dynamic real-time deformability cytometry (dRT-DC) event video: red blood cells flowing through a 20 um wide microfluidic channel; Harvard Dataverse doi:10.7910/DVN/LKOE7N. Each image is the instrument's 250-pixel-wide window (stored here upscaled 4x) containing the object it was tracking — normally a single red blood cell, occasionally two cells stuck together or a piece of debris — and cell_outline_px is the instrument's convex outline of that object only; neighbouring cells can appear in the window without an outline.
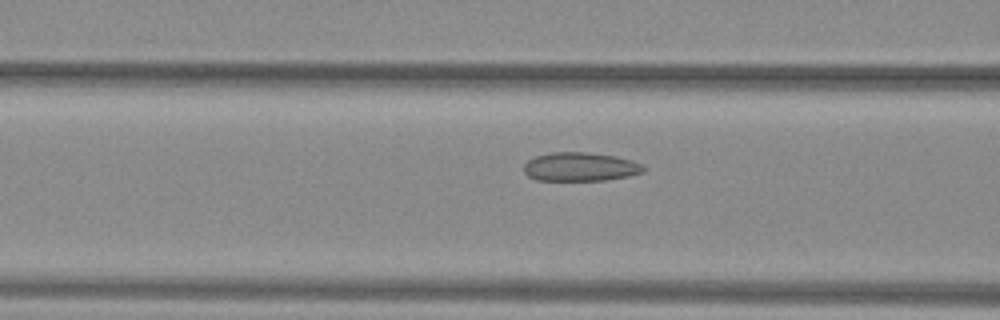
{"species": "common noctule bat (a hibernating species)", "species_latin": "Nyctalus noctula", "temperature_condition": "warm", "stored_images_in_passage": 18, "camera_frame_rate_fps": 3000, "um_per_image_px": 0.085, "animal": {"sex": "female", "body_mass_g": 29.2, "forearm_length_mm": 56.3}, "frame": {"image": 1, "passage_image": 16, "time_ms": 5.0, "image_size_px": [1000, 320], "cell_outline_px": [[644, 172], [628, 176], [604, 180], [536, 180], [528, 176], [524, 172], [524, 164], [528, 160], [536, 156], [552, 152], [584, 152], [616, 156], [632, 160], [644, 164]], "centroid_in_image_um": [49.33, 14.17], "position_along_channel_um": 117.3, "area_um2": 20.06}}